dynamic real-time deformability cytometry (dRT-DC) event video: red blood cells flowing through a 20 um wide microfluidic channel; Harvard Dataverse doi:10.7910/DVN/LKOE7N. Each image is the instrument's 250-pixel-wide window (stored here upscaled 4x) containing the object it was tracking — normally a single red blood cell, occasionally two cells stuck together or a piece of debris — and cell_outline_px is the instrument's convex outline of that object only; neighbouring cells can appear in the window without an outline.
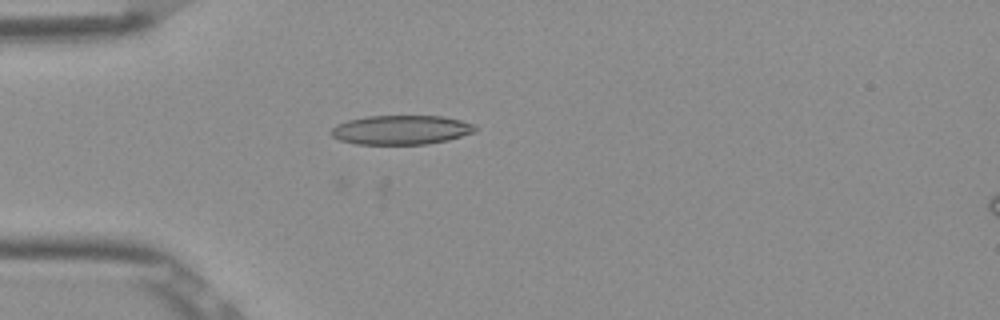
{"species": "Egyptian fruit bat (a non-hibernating species)", "species_latin": "Rousettus aegyptiacus", "temperature_condition": "room temperature", "stored_images_in_passage": 7, "camera_frame_rate_fps": 3000, "um_per_image_px": 0.085, "frame": {"image": 1, "passage_image": 7, "time_ms": 2.0, "image_size_px": [1000, 320], "cell_outline_px": [[476, 132], [448, 140], [424, 144], [356, 144], [340, 140], [332, 136], [328, 132], [336, 124], [348, 120], [368, 116], [444, 116], [476, 124]], "centroid_in_image_um": [34.1, 11.04], "position_along_channel_um": 50.9, "area_um2": 24.68}}